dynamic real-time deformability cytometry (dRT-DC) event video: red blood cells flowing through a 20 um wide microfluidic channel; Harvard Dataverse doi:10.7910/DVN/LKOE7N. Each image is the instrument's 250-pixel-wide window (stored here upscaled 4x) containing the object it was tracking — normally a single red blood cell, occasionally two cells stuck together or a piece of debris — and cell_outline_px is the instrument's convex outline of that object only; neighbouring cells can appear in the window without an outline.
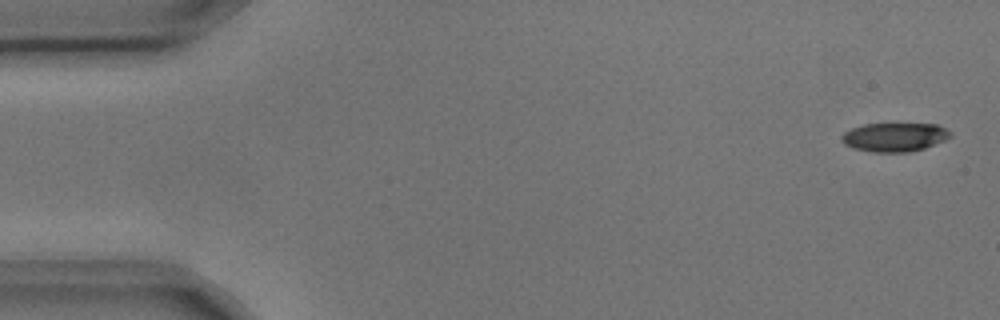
{"species": "common noctule bat (a hibernating species)", "species_latin": "Nyctalus noctula", "temperature_condition": "cold", "stored_images_in_passage": 5, "camera_frame_rate_fps": 3000, "um_per_image_px": 0.085, "animal": {"sex": "male", "body_mass_g": 17.9, "forearm_length_mm": 54.2}, "frame": {"image": 1, "passage_image": 1, "time_ms": 0.0, "image_size_px": [1000, 320], "cell_outline_px": [[952, 136], [944, 140], [924, 148], [908, 152], [872, 152], [852, 148], [844, 144], [840, 140], [840, 136], [844, 132], [852, 128], [864, 124], [936, 124], [952, 132]], "centroid_in_image_um": [76.0, 11.66], "position_along_channel_um": 9.0, "area_um2": 18.26}}
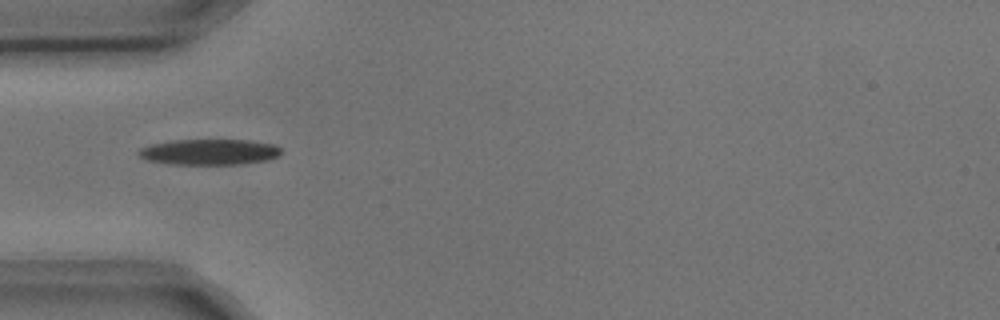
{"frame": {"image": 2, "passage_image": 4, "time_ms": 1.0, "image_size_px": [1000, 320], "cell_outline_px": [[284, 152], [280, 156], [268, 160], [244, 164], [176, 164], [148, 160], [140, 156], [136, 152], [140, 148], [152, 144], [176, 140], [252, 140], [276, 144]], "centroid_in_image_um": [17.9, 12.91], "position_along_channel_um": 67.1, "area_um2": 21.5}}